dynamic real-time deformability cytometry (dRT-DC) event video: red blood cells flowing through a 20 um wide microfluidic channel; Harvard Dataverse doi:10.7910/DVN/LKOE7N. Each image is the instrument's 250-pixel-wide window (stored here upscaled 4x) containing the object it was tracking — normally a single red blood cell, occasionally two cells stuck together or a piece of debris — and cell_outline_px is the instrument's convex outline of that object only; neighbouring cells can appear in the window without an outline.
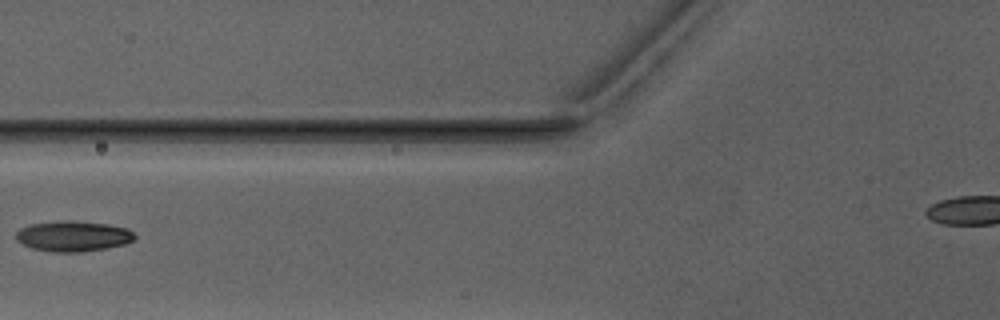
{"species": "Egyptian fruit bat (a non-hibernating species)", "species_latin": "Rousettus aegyptiacus", "temperature_condition": "warm", "stored_images_in_passage": 8, "camera_frame_rate_fps": 3000, "um_per_image_px": 0.085, "animal": {"sex": "male"}, "frame": {"image": 1, "passage_image": 7, "time_ms": 7.333, "image_size_px": [1000, 320], "cell_outline_px": [[136, 236], [132, 240], [124, 244], [104, 248], [80, 252], [56, 252], [32, 248], [16, 240], [16, 232], [20, 228], [32, 224], [60, 220], [72, 220], [108, 224], [128, 228]], "centroid_in_image_um": [6.21, 20.06], "position_along_channel_um": 119.6, "area_um2": 20.98}}
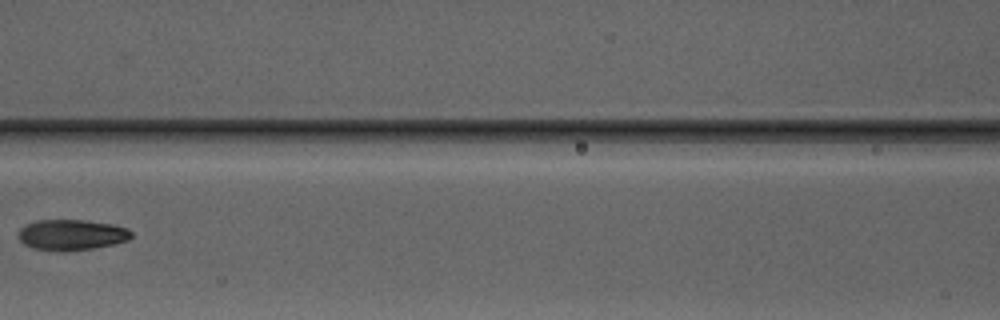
{"frame": {"image": 2, "passage_image": 8, "time_ms": 8.333, "image_size_px": [1000, 320], "cell_outline_px": [[132, 236], [128, 240], [112, 244], [92, 248], [32, 248], [24, 244], [20, 240], [20, 228], [24, 224], [36, 220], [84, 220], [112, 224], [124, 228], [132, 232]], "centroid_in_image_um": [6.08, 19.9], "position_along_channel_um": 160.5, "area_um2": 19.25}}